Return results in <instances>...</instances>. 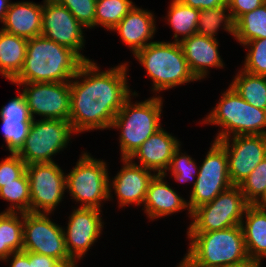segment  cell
Wrapping results in <instances>:
<instances>
[{
	"mask_svg": "<svg viewBox=\"0 0 266 267\" xmlns=\"http://www.w3.org/2000/svg\"><path fill=\"white\" fill-rule=\"evenodd\" d=\"M128 67L125 61L101 71L94 60L79 67L70 81L69 122L76 135L111 129L116 114L133 94Z\"/></svg>",
	"mask_w": 266,
	"mask_h": 267,
	"instance_id": "1",
	"label": "cell"
},
{
	"mask_svg": "<svg viewBox=\"0 0 266 267\" xmlns=\"http://www.w3.org/2000/svg\"><path fill=\"white\" fill-rule=\"evenodd\" d=\"M85 61L72 49L40 35L28 39L23 68L11 82H70Z\"/></svg>",
	"mask_w": 266,
	"mask_h": 267,
	"instance_id": "2",
	"label": "cell"
},
{
	"mask_svg": "<svg viewBox=\"0 0 266 267\" xmlns=\"http://www.w3.org/2000/svg\"><path fill=\"white\" fill-rule=\"evenodd\" d=\"M133 94L124 102L116 114L111 129L119 130L120 159L130 158L139 147L155 132L162 128V96H152L144 101L133 103Z\"/></svg>",
	"mask_w": 266,
	"mask_h": 267,
	"instance_id": "3",
	"label": "cell"
},
{
	"mask_svg": "<svg viewBox=\"0 0 266 267\" xmlns=\"http://www.w3.org/2000/svg\"><path fill=\"white\" fill-rule=\"evenodd\" d=\"M187 255L204 267H243L248 257L243 229L236 225L211 232H187Z\"/></svg>",
	"mask_w": 266,
	"mask_h": 267,
	"instance_id": "4",
	"label": "cell"
},
{
	"mask_svg": "<svg viewBox=\"0 0 266 267\" xmlns=\"http://www.w3.org/2000/svg\"><path fill=\"white\" fill-rule=\"evenodd\" d=\"M134 58L144 67L146 76L152 80L151 91L155 96L161 91L198 81L191 72L178 42L156 40L137 51Z\"/></svg>",
	"mask_w": 266,
	"mask_h": 267,
	"instance_id": "5",
	"label": "cell"
},
{
	"mask_svg": "<svg viewBox=\"0 0 266 267\" xmlns=\"http://www.w3.org/2000/svg\"><path fill=\"white\" fill-rule=\"evenodd\" d=\"M202 124L220 127L214 141L239 135H266V110L246 102L230 85Z\"/></svg>",
	"mask_w": 266,
	"mask_h": 267,
	"instance_id": "6",
	"label": "cell"
},
{
	"mask_svg": "<svg viewBox=\"0 0 266 267\" xmlns=\"http://www.w3.org/2000/svg\"><path fill=\"white\" fill-rule=\"evenodd\" d=\"M77 160L66 175V192L80 204L79 207L102 210L105 201H110L108 164L86 150Z\"/></svg>",
	"mask_w": 266,
	"mask_h": 267,
	"instance_id": "7",
	"label": "cell"
},
{
	"mask_svg": "<svg viewBox=\"0 0 266 267\" xmlns=\"http://www.w3.org/2000/svg\"><path fill=\"white\" fill-rule=\"evenodd\" d=\"M74 134L69 121L33 119L28 136L16 153L26 165L56 162L54 156L68 148Z\"/></svg>",
	"mask_w": 266,
	"mask_h": 267,
	"instance_id": "8",
	"label": "cell"
},
{
	"mask_svg": "<svg viewBox=\"0 0 266 267\" xmlns=\"http://www.w3.org/2000/svg\"><path fill=\"white\" fill-rule=\"evenodd\" d=\"M248 206L240 187L233 185L191 212L187 232H211L241 225Z\"/></svg>",
	"mask_w": 266,
	"mask_h": 267,
	"instance_id": "9",
	"label": "cell"
},
{
	"mask_svg": "<svg viewBox=\"0 0 266 267\" xmlns=\"http://www.w3.org/2000/svg\"><path fill=\"white\" fill-rule=\"evenodd\" d=\"M232 186L228 173L226 150L218 141L213 140L199 166V174L189 193V200L187 199L190 212L211 202Z\"/></svg>",
	"mask_w": 266,
	"mask_h": 267,
	"instance_id": "10",
	"label": "cell"
},
{
	"mask_svg": "<svg viewBox=\"0 0 266 267\" xmlns=\"http://www.w3.org/2000/svg\"><path fill=\"white\" fill-rule=\"evenodd\" d=\"M28 175L31 213L53 214L64 200L66 174L56 162L26 165Z\"/></svg>",
	"mask_w": 266,
	"mask_h": 267,
	"instance_id": "11",
	"label": "cell"
},
{
	"mask_svg": "<svg viewBox=\"0 0 266 267\" xmlns=\"http://www.w3.org/2000/svg\"><path fill=\"white\" fill-rule=\"evenodd\" d=\"M51 214L23 213V249L53 257L60 262L72 260L65 245L63 226L50 219Z\"/></svg>",
	"mask_w": 266,
	"mask_h": 267,
	"instance_id": "12",
	"label": "cell"
},
{
	"mask_svg": "<svg viewBox=\"0 0 266 267\" xmlns=\"http://www.w3.org/2000/svg\"><path fill=\"white\" fill-rule=\"evenodd\" d=\"M30 116L40 119L69 121L70 82L20 83Z\"/></svg>",
	"mask_w": 266,
	"mask_h": 267,
	"instance_id": "13",
	"label": "cell"
},
{
	"mask_svg": "<svg viewBox=\"0 0 266 267\" xmlns=\"http://www.w3.org/2000/svg\"><path fill=\"white\" fill-rule=\"evenodd\" d=\"M85 28L71 12L56 0H43L41 35L75 51L84 61H91L81 53L85 48Z\"/></svg>",
	"mask_w": 266,
	"mask_h": 267,
	"instance_id": "14",
	"label": "cell"
},
{
	"mask_svg": "<svg viewBox=\"0 0 266 267\" xmlns=\"http://www.w3.org/2000/svg\"><path fill=\"white\" fill-rule=\"evenodd\" d=\"M226 150L230 181L239 186L266 158V135H239L218 141Z\"/></svg>",
	"mask_w": 266,
	"mask_h": 267,
	"instance_id": "15",
	"label": "cell"
},
{
	"mask_svg": "<svg viewBox=\"0 0 266 267\" xmlns=\"http://www.w3.org/2000/svg\"><path fill=\"white\" fill-rule=\"evenodd\" d=\"M102 210L97 208L73 207L64 228L65 245L69 256L81 260L102 235L104 222Z\"/></svg>",
	"mask_w": 266,
	"mask_h": 267,
	"instance_id": "16",
	"label": "cell"
},
{
	"mask_svg": "<svg viewBox=\"0 0 266 267\" xmlns=\"http://www.w3.org/2000/svg\"><path fill=\"white\" fill-rule=\"evenodd\" d=\"M122 168L114 178L109 176V199L117 198L119 208L130 205L144 204L149 182L155 173L140 165L134 164L129 158L121 159ZM112 188V189H111Z\"/></svg>",
	"mask_w": 266,
	"mask_h": 267,
	"instance_id": "17",
	"label": "cell"
},
{
	"mask_svg": "<svg viewBox=\"0 0 266 267\" xmlns=\"http://www.w3.org/2000/svg\"><path fill=\"white\" fill-rule=\"evenodd\" d=\"M179 43L189 68L198 81L207 78L210 68H225L217 39L195 33Z\"/></svg>",
	"mask_w": 266,
	"mask_h": 267,
	"instance_id": "18",
	"label": "cell"
},
{
	"mask_svg": "<svg viewBox=\"0 0 266 267\" xmlns=\"http://www.w3.org/2000/svg\"><path fill=\"white\" fill-rule=\"evenodd\" d=\"M164 174H155L148 185L146 198L142 210L151 221L162 217L172 216L174 213L187 209L188 217L191 212L187 200L177 193L172 186L166 182Z\"/></svg>",
	"mask_w": 266,
	"mask_h": 267,
	"instance_id": "19",
	"label": "cell"
},
{
	"mask_svg": "<svg viewBox=\"0 0 266 267\" xmlns=\"http://www.w3.org/2000/svg\"><path fill=\"white\" fill-rule=\"evenodd\" d=\"M180 145L182 144L177 137L162 127L152 134L129 159L155 174H164L175 150ZM136 159L139 162H136Z\"/></svg>",
	"mask_w": 266,
	"mask_h": 267,
	"instance_id": "20",
	"label": "cell"
},
{
	"mask_svg": "<svg viewBox=\"0 0 266 267\" xmlns=\"http://www.w3.org/2000/svg\"><path fill=\"white\" fill-rule=\"evenodd\" d=\"M121 37L134 55L152 41L157 32L156 17L148 9L134 5L129 13L112 29ZM151 39V40H150Z\"/></svg>",
	"mask_w": 266,
	"mask_h": 267,
	"instance_id": "21",
	"label": "cell"
},
{
	"mask_svg": "<svg viewBox=\"0 0 266 267\" xmlns=\"http://www.w3.org/2000/svg\"><path fill=\"white\" fill-rule=\"evenodd\" d=\"M43 4L31 1L11 2L2 30L17 36L31 39L41 35Z\"/></svg>",
	"mask_w": 266,
	"mask_h": 267,
	"instance_id": "22",
	"label": "cell"
},
{
	"mask_svg": "<svg viewBox=\"0 0 266 267\" xmlns=\"http://www.w3.org/2000/svg\"><path fill=\"white\" fill-rule=\"evenodd\" d=\"M241 226L249 259L262 264L266 258V210L260 205H249Z\"/></svg>",
	"mask_w": 266,
	"mask_h": 267,
	"instance_id": "23",
	"label": "cell"
},
{
	"mask_svg": "<svg viewBox=\"0 0 266 267\" xmlns=\"http://www.w3.org/2000/svg\"><path fill=\"white\" fill-rule=\"evenodd\" d=\"M28 39L10 34L0 28V74L12 82L21 72Z\"/></svg>",
	"mask_w": 266,
	"mask_h": 267,
	"instance_id": "24",
	"label": "cell"
},
{
	"mask_svg": "<svg viewBox=\"0 0 266 267\" xmlns=\"http://www.w3.org/2000/svg\"><path fill=\"white\" fill-rule=\"evenodd\" d=\"M23 249V213L0 212V261Z\"/></svg>",
	"mask_w": 266,
	"mask_h": 267,
	"instance_id": "25",
	"label": "cell"
},
{
	"mask_svg": "<svg viewBox=\"0 0 266 267\" xmlns=\"http://www.w3.org/2000/svg\"><path fill=\"white\" fill-rule=\"evenodd\" d=\"M167 15V25L173 29L174 42H180L196 33L200 10L194 9L180 2L171 0ZM181 36V37H179Z\"/></svg>",
	"mask_w": 266,
	"mask_h": 267,
	"instance_id": "26",
	"label": "cell"
},
{
	"mask_svg": "<svg viewBox=\"0 0 266 267\" xmlns=\"http://www.w3.org/2000/svg\"><path fill=\"white\" fill-rule=\"evenodd\" d=\"M229 84L246 102L266 110V76L254 75L242 69Z\"/></svg>",
	"mask_w": 266,
	"mask_h": 267,
	"instance_id": "27",
	"label": "cell"
},
{
	"mask_svg": "<svg viewBox=\"0 0 266 267\" xmlns=\"http://www.w3.org/2000/svg\"><path fill=\"white\" fill-rule=\"evenodd\" d=\"M220 28L234 37L235 22L228 5L200 10L196 30L197 34L217 39L216 36Z\"/></svg>",
	"mask_w": 266,
	"mask_h": 267,
	"instance_id": "28",
	"label": "cell"
},
{
	"mask_svg": "<svg viewBox=\"0 0 266 267\" xmlns=\"http://www.w3.org/2000/svg\"><path fill=\"white\" fill-rule=\"evenodd\" d=\"M266 38V3L242 15L235 22L234 38L242 46L244 43Z\"/></svg>",
	"mask_w": 266,
	"mask_h": 267,
	"instance_id": "29",
	"label": "cell"
},
{
	"mask_svg": "<svg viewBox=\"0 0 266 267\" xmlns=\"http://www.w3.org/2000/svg\"><path fill=\"white\" fill-rule=\"evenodd\" d=\"M0 198L10 203L3 212H31L30 187L26 171L14 182L1 183Z\"/></svg>",
	"mask_w": 266,
	"mask_h": 267,
	"instance_id": "30",
	"label": "cell"
},
{
	"mask_svg": "<svg viewBox=\"0 0 266 267\" xmlns=\"http://www.w3.org/2000/svg\"><path fill=\"white\" fill-rule=\"evenodd\" d=\"M132 0H96L95 27L112 29L134 7Z\"/></svg>",
	"mask_w": 266,
	"mask_h": 267,
	"instance_id": "31",
	"label": "cell"
},
{
	"mask_svg": "<svg viewBox=\"0 0 266 267\" xmlns=\"http://www.w3.org/2000/svg\"><path fill=\"white\" fill-rule=\"evenodd\" d=\"M249 205H260L266 199V158L239 185Z\"/></svg>",
	"mask_w": 266,
	"mask_h": 267,
	"instance_id": "32",
	"label": "cell"
},
{
	"mask_svg": "<svg viewBox=\"0 0 266 267\" xmlns=\"http://www.w3.org/2000/svg\"><path fill=\"white\" fill-rule=\"evenodd\" d=\"M196 160L188 155L186 152H182L181 145L175 150L169 167L164 173L165 176L168 175V171L173 176L174 180L178 183L192 182V188L195 185L197 176L199 174V165L197 167ZM194 181V182H193Z\"/></svg>",
	"mask_w": 266,
	"mask_h": 267,
	"instance_id": "33",
	"label": "cell"
},
{
	"mask_svg": "<svg viewBox=\"0 0 266 267\" xmlns=\"http://www.w3.org/2000/svg\"><path fill=\"white\" fill-rule=\"evenodd\" d=\"M243 46L248 52L241 69L254 75L266 76V38L246 42Z\"/></svg>",
	"mask_w": 266,
	"mask_h": 267,
	"instance_id": "34",
	"label": "cell"
},
{
	"mask_svg": "<svg viewBox=\"0 0 266 267\" xmlns=\"http://www.w3.org/2000/svg\"><path fill=\"white\" fill-rule=\"evenodd\" d=\"M1 121L6 150L9 153H16L24 144L32 122H20V120Z\"/></svg>",
	"mask_w": 266,
	"mask_h": 267,
	"instance_id": "35",
	"label": "cell"
},
{
	"mask_svg": "<svg viewBox=\"0 0 266 267\" xmlns=\"http://www.w3.org/2000/svg\"><path fill=\"white\" fill-rule=\"evenodd\" d=\"M56 1L65 6L85 29L95 28L96 0Z\"/></svg>",
	"mask_w": 266,
	"mask_h": 267,
	"instance_id": "36",
	"label": "cell"
},
{
	"mask_svg": "<svg viewBox=\"0 0 266 267\" xmlns=\"http://www.w3.org/2000/svg\"><path fill=\"white\" fill-rule=\"evenodd\" d=\"M18 96L10 99V101L2 106L0 110L1 120H20V122H32L26 100L22 90L18 89Z\"/></svg>",
	"mask_w": 266,
	"mask_h": 267,
	"instance_id": "37",
	"label": "cell"
},
{
	"mask_svg": "<svg viewBox=\"0 0 266 267\" xmlns=\"http://www.w3.org/2000/svg\"><path fill=\"white\" fill-rule=\"evenodd\" d=\"M26 171L25 162L17 153H12L0 162V188L1 183L14 182Z\"/></svg>",
	"mask_w": 266,
	"mask_h": 267,
	"instance_id": "38",
	"label": "cell"
},
{
	"mask_svg": "<svg viewBox=\"0 0 266 267\" xmlns=\"http://www.w3.org/2000/svg\"><path fill=\"white\" fill-rule=\"evenodd\" d=\"M264 3L266 0H230L228 7L234 22H236L242 15L255 10Z\"/></svg>",
	"mask_w": 266,
	"mask_h": 267,
	"instance_id": "39",
	"label": "cell"
},
{
	"mask_svg": "<svg viewBox=\"0 0 266 267\" xmlns=\"http://www.w3.org/2000/svg\"><path fill=\"white\" fill-rule=\"evenodd\" d=\"M183 4L194 9L203 10L228 5L227 0H179Z\"/></svg>",
	"mask_w": 266,
	"mask_h": 267,
	"instance_id": "40",
	"label": "cell"
},
{
	"mask_svg": "<svg viewBox=\"0 0 266 267\" xmlns=\"http://www.w3.org/2000/svg\"><path fill=\"white\" fill-rule=\"evenodd\" d=\"M28 258L32 261V267H56L60 262L53 257L34 252H28Z\"/></svg>",
	"mask_w": 266,
	"mask_h": 267,
	"instance_id": "41",
	"label": "cell"
},
{
	"mask_svg": "<svg viewBox=\"0 0 266 267\" xmlns=\"http://www.w3.org/2000/svg\"><path fill=\"white\" fill-rule=\"evenodd\" d=\"M10 261V267H32V261L28 258L27 251L13 252L2 262Z\"/></svg>",
	"mask_w": 266,
	"mask_h": 267,
	"instance_id": "42",
	"label": "cell"
},
{
	"mask_svg": "<svg viewBox=\"0 0 266 267\" xmlns=\"http://www.w3.org/2000/svg\"><path fill=\"white\" fill-rule=\"evenodd\" d=\"M10 3V0H0V23L4 20Z\"/></svg>",
	"mask_w": 266,
	"mask_h": 267,
	"instance_id": "43",
	"label": "cell"
},
{
	"mask_svg": "<svg viewBox=\"0 0 266 267\" xmlns=\"http://www.w3.org/2000/svg\"><path fill=\"white\" fill-rule=\"evenodd\" d=\"M78 261L79 260L75 259L62 261L59 262L56 267H78Z\"/></svg>",
	"mask_w": 266,
	"mask_h": 267,
	"instance_id": "44",
	"label": "cell"
},
{
	"mask_svg": "<svg viewBox=\"0 0 266 267\" xmlns=\"http://www.w3.org/2000/svg\"><path fill=\"white\" fill-rule=\"evenodd\" d=\"M184 267H204L196 263L187 254L184 255Z\"/></svg>",
	"mask_w": 266,
	"mask_h": 267,
	"instance_id": "45",
	"label": "cell"
},
{
	"mask_svg": "<svg viewBox=\"0 0 266 267\" xmlns=\"http://www.w3.org/2000/svg\"><path fill=\"white\" fill-rule=\"evenodd\" d=\"M261 265L262 264H260V263H250V264H248V265H245V266H243V267H261Z\"/></svg>",
	"mask_w": 266,
	"mask_h": 267,
	"instance_id": "46",
	"label": "cell"
},
{
	"mask_svg": "<svg viewBox=\"0 0 266 267\" xmlns=\"http://www.w3.org/2000/svg\"><path fill=\"white\" fill-rule=\"evenodd\" d=\"M177 267H184V257L181 259V261L178 263Z\"/></svg>",
	"mask_w": 266,
	"mask_h": 267,
	"instance_id": "47",
	"label": "cell"
},
{
	"mask_svg": "<svg viewBox=\"0 0 266 267\" xmlns=\"http://www.w3.org/2000/svg\"><path fill=\"white\" fill-rule=\"evenodd\" d=\"M262 207H266V199L260 204Z\"/></svg>",
	"mask_w": 266,
	"mask_h": 267,
	"instance_id": "48",
	"label": "cell"
}]
</instances>
